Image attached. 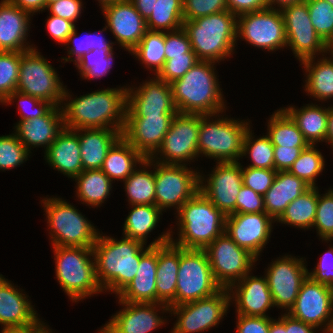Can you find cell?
Wrapping results in <instances>:
<instances>
[{
  "mask_svg": "<svg viewBox=\"0 0 333 333\" xmlns=\"http://www.w3.org/2000/svg\"><path fill=\"white\" fill-rule=\"evenodd\" d=\"M333 6V0H325Z\"/></svg>",
  "mask_w": 333,
  "mask_h": 333,
  "instance_id": "deb4b68c",
  "label": "cell"
},
{
  "mask_svg": "<svg viewBox=\"0 0 333 333\" xmlns=\"http://www.w3.org/2000/svg\"><path fill=\"white\" fill-rule=\"evenodd\" d=\"M237 18L236 37L268 51L287 46L281 10L268 7L240 14Z\"/></svg>",
  "mask_w": 333,
  "mask_h": 333,
  "instance_id": "9a60e30c",
  "label": "cell"
},
{
  "mask_svg": "<svg viewBox=\"0 0 333 333\" xmlns=\"http://www.w3.org/2000/svg\"><path fill=\"white\" fill-rule=\"evenodd\" d=\"M131 206L132 209L124 222L123 234L146 246L147 235L157 226L162 211L156 205Z\"/></svg>",
  "mask_w": 333,
  "mask_h": 333,
  "instance_id": "ab89813d",
  "label": "cell"
},
{
  "mask_svg": "<svg viewBox=\"0 0 333 333\" xmlns=\"http://www.w3.org/2000/svg\"><path fill=\"white\" fill-rule=\"evenodd\" d=\"M41 320H39L35 325L25 327V328H1V333H39L45 326Z\"/></svg>",
  "mask_w": 333,
  "mask_h": 333,
  "instance_id": "2644e50d",
  "label": "cell"
},
{
  "mask_svg": "<svg viewBox=\"0 0 333 333\" xmlns=\"http://www.w3.org/2000/svg\"><path fill=\"white\" fill-rule=\"evenodd\" d=\"M155 77L145 81L138 88L127 87L126 115H176L178 113L173 101L171 85Z\"/></svg>",
  "mask_w": 333,
  "mask_h": 333,
  "instance_id": "603a6c76",
  "label": "cell"
},
{
  "mask_svg": "<svg viewBox=\"0 0 333 333\" xmlns=\"http://www.w3.org/2000/svg\"><path fill=\"white\" fill-rule=\"evenodd\" d=\"M70 96L65 88L63 102L67 103L61 106L65 128H110L123 132L127 108L126 87L97 90L76 99Z\"/></svg>",
  "mask_w": 333,
  "mask_h": 333,
  "instance_id": "7a4b0ae2",
  "label": "cell"
},
{
  "mask_svg": "<svg viewBox=\"0 0 333 333\" xmlns=\"http://www.w3.org/2000/svg\"><path fill=\"white\" fill-rule=\"evenodd\" d=\"M274 222L266 212L230 214L226 216L225 233L258 259L270 238Z\"/></svg>",
  "mask_w": 333,
  "mask_h": 333,
  "instance_id": "ffe728a7",
  "label": "cell"
},
{
  "mask_svg": "<svg viewBox=\"0 0 333 333\" xmlns=\"http://www.w3.org/2000/svg\"><path fill=\"white\" fill-rule=\"evenodd\" d=\"M30 152L15 133L0 136V170H9L23 164Z\"/></svg>",
  "mask_w": 333,
  "mask_h": 333,
  "instance_id": "f907efd6",
  "label": "cell"
},
{
  "mask_svg": "<svg viewBox=\"0 0 333 333\" xmlns=\"http://www.w3.org/2000/svg\"><path fill=\"white\" fill-rule=\"evenodd\" d=\"M19 100H18V99ZM16 99L19 101V112L21 119L20 121H25V120H31L35 117H40L46 115L53 107L54 105L48 101L41 100L37 97L30 96L28 94H24L19 91H14L11 94H9L5 100L2 102V104H11V102ZM31 104L34 107H37L35 110L31 112H26L27 105Z\"/></svg>",
  "mask_w": 333,
  "mask_h": 333,
  "instance_id": "db71d44e",
  "label": "cell"
},
{
  "mask_svg": "<svg viewBox=\"0 0 333 333\" xmlns=\"http://www.w3.org/2000/svg\"><path fill=\"white\" fill-rule=\"evenodd\" d=\"M121 136L119 130L110 128L78 129L83 170L101 169L108 150Z\"/></svg>",
  "mask_w": 333,
  "mask_h": 333,
  "instance_id": "1f68e13d",
  "label": "cell"
},
{
  "mask_svg": "<svg viewBox=\"0 0 333 333\" xmlns=\"http://www.w3.org/2000/svg\"><path fill=\"white\" fill-rule=\"evenodd\" d=\"M201 115L198 135V155L215 159L217 162H238L243 153L245 134L250 127L246 121L233 118H215Z\"/></svg>",
  "mask_w": 333,
  "mask_h": 333,
  "instance_id": "52a82bcc",
  "label": "cell"
},
{
  "mask_svg": "<svg viewBox=\"0 0 333 333\" xmlns=\"http://www.w3.org/2000/svg\"><path fill=\"white\" fill-rule=\"evenodd\" d=\"M228 289L221 288L212 296L169 307V313L177 315L171 333H197L219 324L230 306Z\"/></svg>",
  "mask_w": 333,
  "mask_h": 333,
  "instance_id": "5bb4252c",
  "label": "cell"
},
{
  "mask_svg": "<svg viewBox=\"0 0 333 333\" xmlns=\"http://www.w3.org/2000/svg\"><path fill=\"white\" fill-rule=\"evenodd\" d=\"M249 274L228 289L231 302L235 301L237 314L268 317L265 313L274 304L267 279Z\"/></svg>",
  "mask_w": 333,
  "mask_h": 333,
  "instance_id": "d4e9b609",
  "label": "cell"
},
{
  "mask_svg": "<svg viewBox=\"0 0 333 333\" xmlns=\"http://www.w3.org/2000/svg\"><path fill=\"white\" fill-rule=\"evenodd\" d=\"M198 61L195 52H188L184 56L173 57L164 62L163 68L156 76L170 84L182 78Z\"/></svg>",
  "mask_w": 333,
  "mask_h": 333,
  "instance_id": "f5cc1de1",
  "label": "cell"
},
{
  "mask_svg": "<svg viewBox=\"0 0 333 333\" xmlns=\"http://www.w3.org/2000/svg\"><path fill=\"white\" fill-rule=\"evenodd\" d=\"M30 18V13L9 0L0 2V51L25 52L33 48L26 43Z\"/></svg>",
  "mask_w": 333,
  "mask_h": 333,
  "instance_id": "4316f807",
  "label": "cell"
},
{
  "mask_svg": "<svg viewBox=\"0 0 333 333\" xmlns=\"http://www.w3.org/2000/svg\"><path fill=\"white\" fill-rule=\"evenodd\" d=\"M60 107L54 106L44 116L19 121L16 124L14 133L29 152L31 147L43 146L47 149L64 129L63 113Z\"/></svg>",
  "mask_w": 333,
  "mask_h": 333,
  "instance_id": "484cf974",
  "label": "cell"
},
{
  "mask_svg": "<svg viewBox=\"0 0 333 333\" xmlns=\"http://www.w3.org/2000/svg\"><path fill=\"white\" fill-rule=\"evenodd\" d=\"M282 109L296 123L308 144L315 145L317 142H325L329 107H320L312 103L300 109L294 106Z\"/></svg>",
  "mask_w": 333,
  "mask_h": 333,
  "instance_id": "e575fe53",
  "label": "cell"
},
{
  "mask_svg": "<svg viewBox=\"0 0 333 333\" xmlns=\"http://www.w3.org/2000/svg\"><path fill=\"white\" fill-rule=\"evenodd\" d=\"M180 247L171 241L157 246L156 292L157 303L175 306Z\"/></svg>",
  "mask_w": 333,
  "mask_h": 333,
  "instance_id": "4dcf8cb0",
  "label": "cell"
},
{
  "mask_svg": "<svg viewBox=\"0 0 333 333\" xmlns=\"http://www.w3.org/2000/svg\"><path fill=\"white\" fill-rule=\"evenodd\" d=\"M82 0H60L50 4L46 9L52 15L59 16L71 22H76L82 10Z\"/></svg>",
  "mask_w": 333,
  "mask_h": 333,
  "instance_id": "94428289",
  "label": "cell"
},
{
  "mask_svg": "<svg viewBox=\"0 0 333 333\" xmlns=\"http://www.w3.org/2000/svg\"><path fill=\"white\" fill-rule=\"evenodd\" d=\"M276 174L275 169L242 167L243 185L264 196L272 186Z\"/></svg>",
  "mask_w": 333,
  "mask_h": 333,
  "instance_id": "9f6ffc18",
  "label": "cell"
},
{
  "mask_svg": "<svg viewBox=\"0 0 333 333\" xmlns=\"http://www.w3.org/2000/svg\"><path fill=\"white\" fill-rule=\"evenodd\" d=\"M36 50L21 52L16 91L61 106L65 87L53 66Z\"/></svg>",
  "mask_w": 333,
  "mask_h": 333,
  "instance_id": "30bf717a",
  "label": "cell"
},
{
  "mask_svg": "<svg viewBox=\"0 0 333 333\" xmlns=\"http://www.w3.org/2000/svg\"><path fill=\"white\" fill-rule=\"evenodd\" d=\"M206 181L199 174V191L225 216L236 214V200L243 186L241 163L217 162Z\"/></svg>",
  "mask_w": 333,
  "mask_h": 333,
  "instance_id": "d6986e66",
  "label": "cell"
},
{
  "mask_svg": "<svg viewBox=\"0 0 333 333\" xmlns=\"http://www.w3.org/2000/svg\"><path fill=\"white\" fill-rule=\"evenodd\" d=\"M46 162L68 178L74 179L83 171L78 130L64 129L45 150Z\"/></svg>",
  "mask_w": 333,
  "mask_h": 333,
  "instance_id": "f546056e",
  "label": "cell"
},
{
  "mask_svg": "<svg viewBox=\"0 0 333 333\" xmlns=\"http://www.w3.org/2000/svg\"><path fill=\"white\" fill-rule=\"evenodd\" d=\"M315 327L286 314V330L288 333H314Z\"/></svg>",
  "mask_w": 333,
  "mask_h": 333,
  "instance_id": "a7ac6f4b",
  "label": "cell"
},
{
  "mask_svg": "<svg viewBox=\"0 0 333 333\" xmlns=\"http://www.w3.org/2000/svg\"><path fill=\"white\" fill-rule=\"evenodd\" d=\"M267 1H268L269 8L281 10L282 8H284L286 6L301 3L305 0H267ZM276 4H277V7H279V8L274 7Z\"/></svg>",
  "mask_w": 333,
  "mask_h": 333,
  "instance_id": "34e18365",
  "label": "cell"
},
{
  "mask_svg": "<svg viewBox=\"0 0 333 333\" xmlns=\"http://www.w3.org/2000/svg\"><path fill=\"white\" fill-rule=\"evenodd\" d=\"M313 227L322 241L333 240V189L322 196L318 191V203Z\"/></svg>",
  "mask_w": 333,
  "mask_h": 333,
  "instance_id": "816d5d0a",
  "label": "cell"
},
{
  "mask_svg": "<svg viewBox=\"0 0 333 333\" xmlns=\"http://www.w3.org/2000/svg\"><path fill=\"white\" fill-rule=\"evenodd\" d=\"M145 169L135 168L134 172L123 182L130 205H155V172L147 170L151 158L141 163Z\"/></svg>",
  "mask_w": 333,
  "mask_h": 333,
  "instance_id": "f35d334b",
  "label": "cell"
},
{
  "mask_svg": "<svg viewBox=\"0 0 333 333\" xmlns=\"http://www.w3.org/2000/svg\"><path fill=\"white\" fill-rule=\"evenodd\" d=\"M46 26L51 37L64 45L76 27L73 22L52 14L48 17Z\"/></svg>",
  "mask_w": 333,
  "mask_h": 333,
  "instance_id": "6125c7cd",
  "label": "cell"
},
{
  "mask_svg": "<svg viewBox=\"0 0 333 333\" xmlns=\"http://www.w3.org/2000/svg\"><path fill=\"white\" fill-rule=\"evenodd\" d=\"M306 266L303 258L291 255L278 258L269 265L265 277L274 306L289 312L295 304L302 282L308 276Z\"/></svg>",
  "mask_w": 333,
  "mask_h": 333,
  "instance_id": "ac0fdd59",
  "label": "cell"
},
{
  "mask_svg": "<svg viewBox=\"0 0 333 333\" xmlns=\"http://www.w3.org/2000/svg\"><path fill=\"white\" fill-rule=\"evenodd\" d=\"M306 147H284L274 146L275 170L288 171L294 161L299 157L301 151Z\"/></svg>",
  "mask_w": 333,
  "mask_h": 333,
  "instance_id": "e7e4bbea",
  "label": "cell"
},
{
  "mask_svg": "<svg viewBox=\"0 0 333 333\" xmlns=\"http://www.w3.org/2000/svg\"><path fill=\"white\" fill-rule=\"evenodd\" d=\"M315 147L316 145L309 144L303 149L288 170L289 173L302 179L310 187H317L316 177L319 176L325 166L324 157Z\"/></svg>",
  "mask_w": 333,
  "mask_h": 333,
  "instance_id": "ee69618b",
  "label": "cell"
},
{
  "mask_svg": "<svg viewBox=\"0 0 333 333\" xmlns=\"http://www.w3.org/2000/svg\"><path fill=\"white\" fill-rule=\"evenodd\" d=\"M47 325H45V327L39 332V333H51V329H49L48 327H46Z\"/></svg>",
  "mask_w": 333,
  "mask_h": 333,
  "instance_id": "b9fcfbb0",
  "label": "cell"
},
{
  "mask_svg": "<svg viewBox=\"0 0 333 333\" xmlns=\"http://www.w3.org/2000/svg\"><path fill=\"white\" fill-rule=\"evenodd\" d=\"M151 163L155 169V205L161 211L174 206L178 211L199 191V172L186 165L163 164L152 159Z\"/></svg>",
  "mask_w": 333,
  "mask_h": 333,
  "instance_id": "8fae6325",
  "label": "cell"
},
{
  "mask_svg": "<svg viewBox=\"0 0 333 333\" xmlns=\"http://www.w3.org/2000/svg\"><path fill=\"white\" fill-rule=\"evenodd\" d=\"M310 186L288 171H278L272 186L264 194L265 212L275 221L287 206Z\"/></svg>",
  "mask_w": 333,
  "mask_h": 333,
  "instance_id": "d6a6232c",
  "label": "cell"
},
{
  "mask_svg": "<svg viewBox=\"0 0 333 333\" xmlns=\"http://www.w3.org/2000/svg\"><path fill=\"white\" fill-rule=\"evenodd\" d=\"M145 157L137 151L123 136L108 150L101 170L113 180L125 181Z\"/></svg>",
  "mask_w": 333,
  "mask_h": 333,
  "instance_id": "836d02e7",
  "label": "cell"
},
{
  "mask_svg": "<svg viewBox=\"0 0 333 333\" xmlns=\"http://www.w3.org/2000/svg\"><path fill=\"white\" fill-rule=\"evenodd\" d=\"M325 142L329 143L333 148V107H329L327 133Z\"/></svg>",
  "mask_w": 333,
  "mask_h": 333,
  "instance_id": "753ad0ef",
  "label": "cell"
},
{
  "mask_svg": "<svg viewBox=\"0 0 333 333\" xmlns=\"http://www.w3.org/2000/svg\"><path fill=\"white\" fill-rule=\"evenodd\" d=\"M140 15L147 20L157 0H130Z\"/></svg>",
  "mask_w": 333,
  "mask_h": 333,
  "instance_id": "89a4df30",
  "label": "cell"
},
{
  "mask_svg": "<svg viewBox=\"0 0 333 333\" xmlns=\"http://www.w3.org/2000/svg\"><path fill=\"white\" fill-rule=\"evenodd\" d=\"M177 276L175 306L212 296L221 289L213 277L204 249L180 247Z\"/></svg>",
  "mask_w": 333,
  "mask_h": 333,
  "instance_id": "9c48e42d",
  "label": "cell"
},
{
  "mask_svg": "<svg viewBox=\"0 0 333 333\" xmlns=\"http://www.w3.org/2000/svg\"><path fill=\"white\" fill-rule=\"evenodd\" d=\"M175 115H126L122 136L145 158L161 146Z\"/></svg>",
  "mask_w": 333,
  "mask_h": 333,
  "instance_id": "44dd1931",
  "label": "cell"
},
{
  "mask_svg": "<svg viewBox=\"0 0 333 333\" xmlns=\"http://www.w3.org/2000/svg\"><path fill=\"white\" fill-rule=\"evenodd\" d=\"M183 20H194L228 10L227 0H183Z\"/></svg>",
  "mask_w": 333,
  "mask_h": 333,
  "instance_id": "11a10c76",
  "label": "cell"
},
{
  "mask_svg": "<svg viewBox=\"0 0 333 333\" xmlns=\"http://www.w3.org/2000/svg\"><path fill=\"white\" fill-rule=\"evenodd\" d=\"M183 3V0H157L146 20L147 30L171 32L181 29L184 22Z\"/></svg>",
  "mask_w": 333,
  "mask_h": 333,
  "instance_id": "b9f144b4",
  "label": "cell"
},
{
  "mask_svg": "<svg viewBox=\"0 0 333 333\" xmlns=\"http://www.w3.org/2000/svg\"><path fill=\"white\" fill-rule=\"evenodd\" d=\"M314 60L315 57L301 61L307 72L305 91L318 101H327L333 98V59L323 57L315 63Z\"/></svg>",
  "mask_w": 333,
  "mask_h": 333,
  "instance_id": "d590c367",
  "label": "cell"
},
{
  "mask_svg": "<svg viewBox=\"0 0 333 333\" xmlns=\"http://www.w3.org/2000/svg\"><path fill=\"white\" fill-rule=\"evenodd\" d=\"M177 213L179 236L171 242L184 249H205L225 232L226 216L200 191Z\"/></svg>",
  "mask_w": 333,
  "mask_h": 333,
  "instance_id": "5b68a950",
  "label": "cell"
},
{
  "mask_svg": "<svg viewBox=\"0 0 333 333\" xmlns=\"http://www.w3.org/2000/svg\"><path fill=\"white\" fill-rule=\"evenodd\" d=\"M267 126V135L274 146L307 147L309 145L296 123L282 108L273 113Z\"/></svg>",
  "mask_w": 333,
  "mask_h": 333,
  "instance_id": "60d3db41",
  "label": "cell"
},
{
  "mask_svg": "<svg viewBox=\"0 0 333 333\" xmlns=\"http://www.w3.org/2000/svg\"><path fill=\"white\" fill-rule=\"evenodd\" d=\"M76 28L74 31L68 36L67 42L65 45H68V58L62 57V60L65 62H76L81 56L86 54L92 49H103V50H113L112 44L113 42L106 41L104 37L101 36V32L99 31V35L97 34H86L83 37H80L77 35ZM73 44L72 46H69V44ZM75 55V59L71 58Z\"/></svg>",
  "mask_w": 333,
  "mask_h": 333,
  "instance_id": "c3c4849f",
  "label": "cell"
},
{
  "mask_svg": "<svg viewBox=\"0 0 333 333\" xmlns=\"http://www.w3.org/2000/svg\"><path fill=\"white\" fill-rule=\"evenodd\" d=\"M200 121L201 114L177 113L172 119L161 146L153 154L154 156L150 157L152 161L163 164L187 165L186 161L190 162L198 157ZM158 154H160V158L157 157Z\"/></svg>",
  "mask_w": 333,
  "mask_h": 333,
  "instance_id": "4fadbf2b",
  "label": "cell"
},
{
  "mask_svg": "<svg viewBox=\"0 0 333 333\" xmlns=\"http://www.w3.org/2000/svg\"><path fill=\"white\" fill-rule=\"evenodd\" d=\"M328 53H330L331 58L333 59V44L332 45H328L327 54Z\"/></svg>",
  "mask_w": 333,
  "mask_h": 333,
  "instance_id": "2a66077c",
  "label": "cell"
},
{
  "mask_svg": "<svg viewBox=\"0 0 333 333\" xmlns=\"http://www.w3.org/2000/svg\"><path fill=\"white\" fill-rule=\"evenodd\" d=\"M165 32L147 30L138 45L130 52L155 76L163 68L165 59ZM153 69V70H152Z\"/></svg>",
  "mask_w": 333,
  "mask_h": 333,
  "instance_id": "7bdbcfd3",
  "label": "cell"
},
{
  "mask_svg": "<svg viewBox=\"0 0 333 333\" xmlns=\"http://www.w3.org/2000/svg\"><path fill=\"white\" fill-rule=\"evenodd\" d=\"M113 54V50L92 49L81 56L74 64L79 69L82 78H102L112 67Z\"/></svg>",
  "mask_w": 333,
  "mask_h": 333,
  "instance_id": "bcb514c9",
  "label": "cell"
},
{
  "mask_svg": "<svg viewBox=\"0 0 333 333\" xmlns=\"http://www.w3.org/2000/svg\"><path fill=\"white\" fill-rule=\"evenodd\" d=\"M269 333H288L286 330V313L281 315L277 321L270 317Z\"/></svg>",
  "mask_w": 333,
  "mask_h": 333,
  "instance_id": "8c879c8a",
  "label": "cell"
},
{
  "mask_svg": "<svg viewBox=\"0 0 333 333\" xmlns=\"http://www.w3.org/2000/svg\"><path fill=\"white\" fill-rule=\"evenodd\" d=\"M228 10L236 16L268 8L267 0H227Z\"/></svg>",
  "mask_w": 333,
  "mask_h": 333,
  "instance_id": "03108f58",
  "label": "cell"
},
{
  "mask_svg": "<svg viewBox=\"0 0 333 333\" xmlns=\"http://www.w3.org/2000/svg\"><path fill=\"white\" fill-rule=\"evenodd\" d=\"M318 265L308 276L315 282L333 286V246L321 257Z\"/></svg>",
  "mask_w": 333,
  "mask_h": 333,
  "instance_id": "91938a15",
  "label": "cell"
},
{
  "mask_svg": "<svg viewBox=\"0 0 333 333\" xmlns=\"http://www.w3.org/2000/svg\"><path fill=\"white\" fill-rule=\"evenodd\" d=\"M157 246H152L141 258L132 281L118 294L119 301L157 303Z\"/></svg>",
  "mask_w": 333,
  "mask_h": 333,
  "instance_id": "f1b7e54d",
  "label": "cell"
},
{
  "mask_svg": "<svg viewBox=\"0 0 333 333\" xmlns=\"http://www.w3.org/2000/svg\"><path fill=\"white\" fill-rule=\"evenodd\" d=\"M291 317L323 333H333V295L330 286L313 281L309 276L302 282L293 307L287 312Z\"/></svg>",
  "mask_w": 333,
  "mask_h": 333,
  "instance_id": "2e32d148",
  "label": "cell"
},
{
  "mask_svg": "<svg viewBox=\"0 0 333 333\" xmlns=\"http://www.w3.org/2000/svg\"><path fill=\"white\" fill-rule=\"evenodd\" d=\"M165 59L184 56L185 53L194 52L186 31L181 28L171 32H165Z\"/></svg>",
  "mask_w": 333,
  "mask_h": 333,
  "instance_id": "6f0895ef",
  "label": "cell"
},
{
  "mask_svg": "<svg viewBox=\"0 0 333 333\" xmlns=\"http://www.w3.org/2000/svg\"><path fill=\"white\" fill-rule=\"evenodd\" d=\"M252 130L248 128L243 142V156L249 154L252 164L248 167L260 169H275L274 145L268 135L253 139Z\"/></svg>",
  "mask_w": 333,
  "mask_h": 333,
  "instance_id": "f6af8a7d",
  "label": "cell"
},
{
  "mask_svg": "<svg viewBox=\"0 0 333 333\" xmlns=\"http://www.w3.org/2000/svg\"><path fill=\"white\" fill-rule=\"evenodd\" d=\"M119 303L124 308L113 315L98 333H150L165 322L158 316L160 309L157 308H161L163 313L169 311V306L162 303Z\"/></svg>",
  "mask_w": 333,
  "mask_h": 333,
  "instance_id": "cb8c5ba5",
  "label": "cell"
},
{
  "mask_svg": "<svg viewBox=\"0 0 333 333\" xmlns=\"http://www.w3.org/2000/svg\"><path fill=\"white\" fill-rule=\"evenodd\" d=\"M316 33L327 45L333 44V6L325 0H306Z\"/></svg>",
  "mask_w": 333,
  "mask_h": 333,
  "instance_id": "7dc6e473",
  "label": "cell"
},
{
  "mask_svg": "<svg viewBox=\"0 0 333 333\" xmlns=\"http://www.w3.org/2000/svg\"><path fill=\"white\" fill-rule=\"evenodd\" d=\"M20 9L30 13L32 16L36 12L46 9V0H9ZM33 13V14H32Z\"/></svg>",
  "mask_w": 333,
  "mask_h": 333,
  "instance_id": "003e7915",
  "label": "cell"
},
{
  "mask_svg": "<svg viewBox=\"0 0 333 333\" xmlns=\"http://www.w3.org/2000/svg\"><path fill=\"white\" fill-rule=\"evenodd\" d=\"M284 19L287 47L301 62L308 58H316V54L327 53L328 45L316 33L313 27L307 1L286 6L281 9Z\"/></svg>",
  "mask_w": 333,
  "mask_h": 333,
  "instance_id": "e0dca14e",
  "label": "cell"
},
{
  "mask_svg": "<svg viewBox=\"0 0 333 333\" xmlns=\"http://www.w3.org/2000/svg\"><path fill=\"white\" fill-rule=\"evenodd\" d=\"M53 247L93 248L98 232L80 211L61 198L42 199Z\"/></svg>",
  "mask_w": 333,
  "mask_h": 333,
  "instance_id": "ba28073f",
  "label": "cell"
},
{
  "mask_svg": "<svg viewBox=\"0 0 333 333\" xmlns=\"http://www.w3.org/2000/svg\"><path fill=\"white\" fill-rule=\"evenodd\" d=\"M318 203V186L310 187L292 201L276 220L302 229L313 227Z\"/></svg>",
  "mask_w": 333,
  "mask_h": 333,
  "instance_id": "74e56055",
  "label": "cell"
},
{
  "mask_svg": "<svg viewBox=\"0 0 333 333\" xmlns=\"http://www.w3.org/2000/svg\"><path fill=\"white\" fill-rule=\"evenodd\" d=\"M215 63L199 60L182 78L170 83L178 113L220 117L225 102L215 75Z\"/></svg>",
  "mask_w": 333,
  "mask_h": 333,
  "instance_id": "3957f363",
  "label": "cell"
},
{
  "mask_svg": "<svg viewBox=\"0 0 333 333\" xmlns=\"http://www.w3.org/2000/svg\"><path fill=\"white\" fill-rule=\"evenodd\" d=\"M120 0H98V2L100 3L99 6H101V8L105 5L114 3V2H118Z\"/></svg>",
  "mask_w": 333,
  "mask_h": 333,
  "instance_id": "11e5206c",
  "label": "cell"
},
{
  "mask_svg": "<svg viewBox=\"0 0 333 333\" xmlns=\"http://www.w3.org/2000/svg\"><path fill=\"white\" fill-rule=\"evenodd\" d=\"M212 274L221 288L229 289L251 272L258 260L248 250L239 247L225 232L205 249Z\"/></svg>",
  "mask_w": 333,
  "mask_h": 333,
  "instance_id": "7c38bea8",
  "label": "cell"
},
{
  "mask_svg": "<svg viewBox=\"0 0 333 333\" xmlns=\"http://www.w3.org/2000/svg\"><path fill=\"white\" fill-rule=\"evenodd\" d=\"M6 281L7 279H5L2 274H0V288Z\"/></svg>",
  "mask_w": 333,
  "mask_h": 333,
  "instance_id": "09005b40",
  "label": "cell"
},
{
  "mask_svg": "<svg viewBox=\"0 0 333 333\" xmlns=\"http://www.w3.org/2000/svg\"><path fill=\"white\" fill-rule=\"evenodd\" d=\"M171 233L170 230L164 232L146 248L132 238L123 236L119 241L99 233L92 251L97 282L102 290L118 295L136 276L140 258L152 246L170 242Z\"/></svg>",
  "mask_w": 333,
  "mask_h": 333,
  "instance_id": "6da1fadb",
  "label": "cell"
},
{
  "mask_svg": "<svg viewBox=\"0 0 333 333\" xmlns=\"http://www.w3.org/2000/svg\"><path fill=\"white\" fill-rule=\"evenodd\" d=\"M21 52L0 51V103L17 90Z\"/></svg>",
  "mask_w": 333,
  "mask_h": 333,
  "instance_id": "681fc988",
  "label": "cell"
},
{
  "mask_svg": "<svg viewBox=\"0 0 333 333\" xmlns=\"http://www.w3.org/2000/svg\"><path fill=\"white\" fill-rule=\"evenodd\" d=\"M74 179L77 182V197L93 207L104 203L113 187L112 181L101 169L83 170Z\"/></svg>",
  "mask_w": 333,
  "mask_h": 333,
  "instance_id": "8d00e7d4",
  "label": "cell"
},
{
  "mask_svg": "<svg viewBox=\"0 0 333 333\" xmlns=\"http://www.w3.org/2000/svg\"><path fill=\"white\" fill-rule=\"evenodd\" d=\"M236 333H269L270 317L237 314Z\"/></svg>",
  "mask_w": 333,
  "mask_h": 333,
  "instance_id": "be15d7a7",
  "label": "cell"
},
{
  "mask_svg": "<svg viewBox=\"0 0 333 333\" xmlns=\"http://www.w3.org/2000/svg\"><path fill=\"white\" fill-rule=\"evenodd\" d=\"M53 249L56 278L73 302L103 292L97 282L92 248L56 246Z\"/></svg>",
  "mask_w": 333,
  "mask_h": 333,
  "instance_id": "8992f818",
  "label": "cell"
},
{
  "mask_svg": "<svg viewBox=\"0 0 333 333\" xmlns=\"http://www.w3.org/2000/svg\"><path fill=\"white\" fill-rule=\"evenodd\" d=\"M261 212H265L263 195L243 185L236 200V214Z\"/></svg>",
  "mask_w": 333,
  "mask_h": 333,
  "instance_id": "680465c9",
  "label": "cell"
},
{
  "mask_svg": "<svg viewBox=\"0 0 333 333\" xmlns=\"http://www.w3.org/2000/svg\"><path fill=\"white\" fill-rule=\"evenodd\" d=\"M109 28L121 47L131 52L147 31L146 20L130 0H120L102 7Z\"/></svg>",
  "mask_w": 333,
  "mask_h": 333,
  "instance_id": "7402d4cb",
  "label": "cell"
},
{
  "mask_svg": "<svg viewBox=\"0 0 333 333\" xmlns=\"http://www.w3.org/2000/svg\"><path fill=\"white\" fill-rule=\"evenodd\" d=\"M57 1H60V0H46V8H47L50 4H52V3H54V2H57Z\"/></svg>",
  "mask_w": 333,
  "mask_h": 333,
  "instance_id": "979ff035",
  "label": "cell"
},
{
  "mask_svg": "<svg viewBox=\"0 0 333 333\" xmlns=\"http://www.w3.org/2000/svg\"><path fill=\"white\" fill-rule=\"evenodd\" d=\"M198 60L219 62L230 58L238 40L237 16L229 10L194 20H184L182 27Z\"/></svg>",
  "mask_w": 333,
  "mask_h": 333,
  "instance_id": "277c9868",
  "label": "cell"
},
{
  "mask_svg": "<svg viewBox=\"0 0 333 333\" xmlns=\"http://www.w3.org/2000/svg\"><path fill=\"white\" fill-rule=\"evenodd\" d=\"M39 320L26 295L7 280L0 288L1 327L25 328L35 325Z\"/></svg>",
  "mask_w": 333,
  "mask_h": 333,
  "instance_id": "83f0119b",
  "label": "cell"
}]
</instances>
